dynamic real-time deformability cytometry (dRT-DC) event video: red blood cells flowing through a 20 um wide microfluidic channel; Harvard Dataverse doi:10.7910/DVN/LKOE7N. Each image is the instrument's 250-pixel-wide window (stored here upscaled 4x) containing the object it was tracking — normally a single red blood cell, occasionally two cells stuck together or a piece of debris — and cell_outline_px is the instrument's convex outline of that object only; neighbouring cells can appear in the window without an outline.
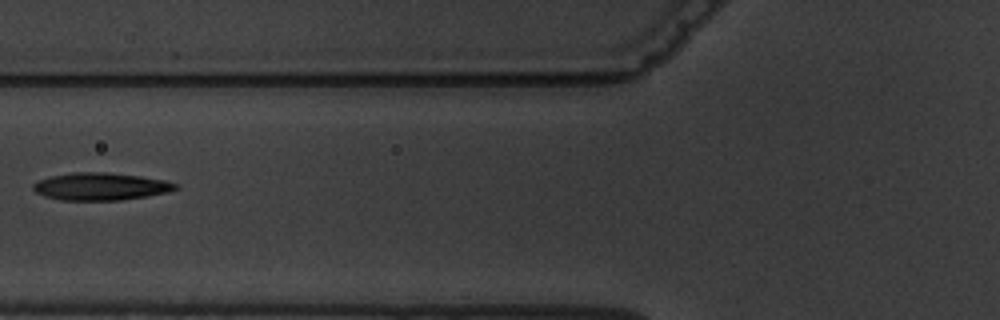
{"species": "common noctule bat (a hibernating species)", "species_latin": "Nyctalus noctula", "temperature_condition": "warm", "stored_images_in_passage": 14, "camera_frame_rate_fps": 3000, "um_per_image_px": 0.085, "animal": {"sex": "male", "body_mass_g": 19.5, "forearm_length_mm": 54.6}, "frame": {"image": 1, "passage_image": 5, "time_ms": 6.667, "image_size_px": [1000, 320], "cell_outline_px": [[180, 188], [168, 192], [148, 196], [120, 200], [60, 200], [44, 196], [36, 192], [32, 188], [32, 184], [36, 180], [52, 176], [72, 172], [108, 172], [140, 176], [164, 180], [180, 184]], "centroid_in_image_um": [8.57, 15.85], "position_along_channel_um": 117.2, "area_um2": 23.0}}
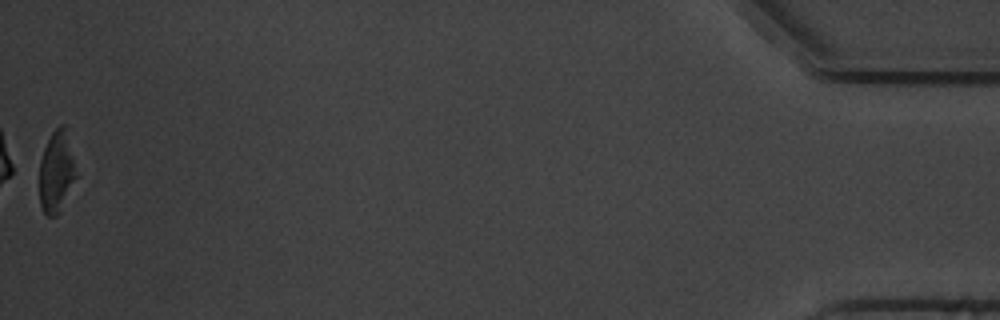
{"frame": {"image": 2, "passage_image": 14, "time_ms": 18.0, "image_size_px": [1000, 320], "cell_outline_px": [[80, 176], [60, 212], [56, 216], [48, 216], [44, 212], [40, 204], [40, 160], [44, 148], [52, 132], [60, 124], [64, 124], [68, 128]], "centroid_in_image_um": [4.89, 14.56], "position_along_channel_um": 430.3, "area_um2": 18.55}, "authors_computed_cell_mechanics": {"area_um2": 21.4727, "velocity_mm_per_s": 3.5607, "shape_relaxation_time_tau1_ms": 4.4221, "shape_relaxation_time_tau2_ms": 5.2869, "deformation_change_tau1": 0.1572, "deformation_change_tau2": 0.1489}}